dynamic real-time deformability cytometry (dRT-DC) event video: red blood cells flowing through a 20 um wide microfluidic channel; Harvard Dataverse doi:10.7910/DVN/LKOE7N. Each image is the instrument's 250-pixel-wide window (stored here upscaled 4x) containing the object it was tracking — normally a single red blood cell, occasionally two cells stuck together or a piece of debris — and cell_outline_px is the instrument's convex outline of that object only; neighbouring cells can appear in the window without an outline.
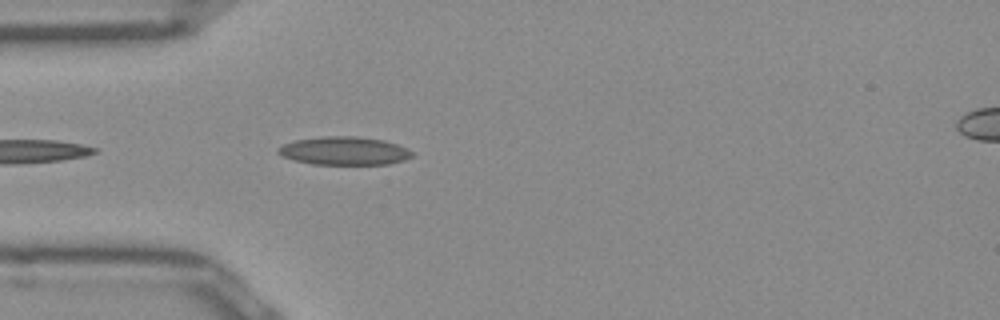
{"species": "Egyptian fruit bat (a non-hibernating species)", "species_latin": "Rousettus aegyptiacus", "temperature_condition": "room temperature", "stored_images_in_passage": 7, "camera_frame_rate_fps": 3000, "um_per_image_px": 0.085, "frame": {"image": 1, "passage_image": 2, "time_ms": 0.333, "image_size_px": [1000, 320], "cell_outline_px": [[412, 156], [404, 160], [388, 164], [312, 164], [296, 160], [284, 156], [276, 152], [276, 148], [284, 144], [296, 140], [324, 136], [356, 136], [384, 140], [396, 144], [412, 152]], "centroid_in_image_um": [29.24, 12.82], "position_along_channel_um": 55.8, "area_um2": 21.79}}